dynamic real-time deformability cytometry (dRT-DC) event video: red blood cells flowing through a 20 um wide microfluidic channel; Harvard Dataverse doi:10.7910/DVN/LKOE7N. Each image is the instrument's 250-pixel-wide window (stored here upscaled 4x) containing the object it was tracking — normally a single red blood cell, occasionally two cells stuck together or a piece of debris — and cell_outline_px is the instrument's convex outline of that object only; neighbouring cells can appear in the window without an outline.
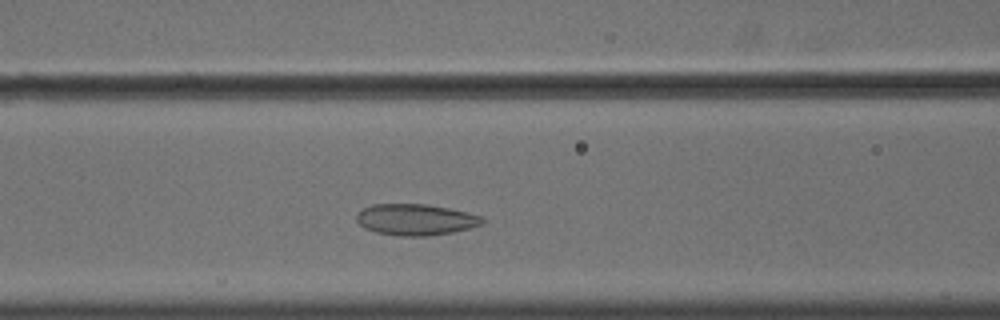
{"species": "common noctule bat (a hibernating species)", "species_latin": "Nyctalus noctula", "temperature_condition": "cold", "stored_images_in_passage": 39, "camera_frame_rate_fps": 3000, "um_per_image_px": 0.085, "animal": {"sex": "male", "body_mass_g": 18.8}, "frame": {"image": 1, "passage_image": 14, "time_ms": 4.333, "image_size_px": [1000, 320], "cell_outline_px": [[488, 220], [484, 224], [452, 232], [424, 236], [400, 236], [376, 232], [364, 228], [356, 220], [356, 216], [364, 208], [372, 204], [424, 204], [448, 208], [468, 212], [484, 216]], "centroid_in_image_um": [35.38, 18.66], "position_along_channel_um": 131.2, "area_um2": 22.95}}
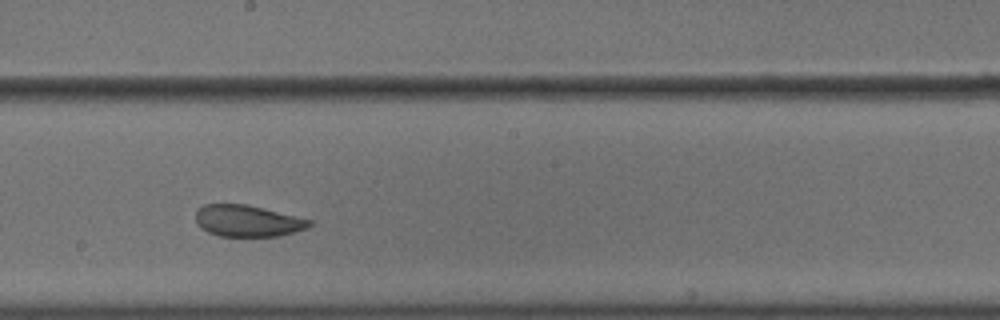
{"frame": {"image": 2, "passage_image": 22, "time_ms": 7.0, "image_size_px": [1000, 320], "cell_outline_px": [[312, 224], [308, 228], [280, 236], [220, 236], [208, 232], [200, 228], [196, 224], [196, 208], [204, 204], [248, 204], [312, 220]], "centroid_in_image_um": [21.02, 18.77], "position_along_channel_um": 227.2, "area_um2": 21.1}}
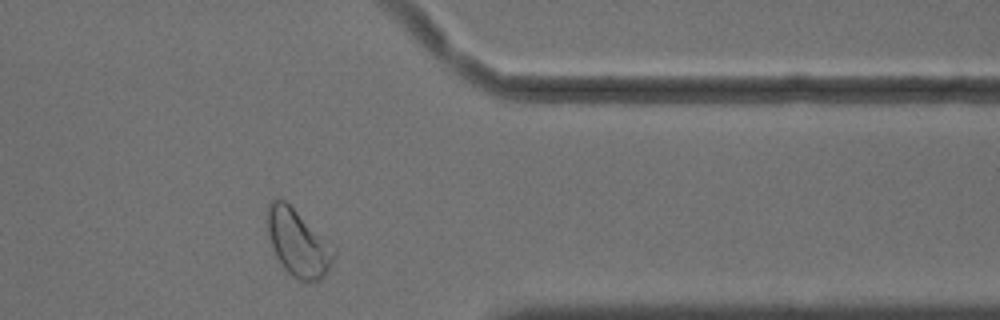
{"frame": {"image": 3, "passage_image": 36, "time_ms": 11.667, "image_size_px": [1000, 320], "cell_outline_px": [[336, 256], [328, 272], [320, 280], [300, 280], [292, 276], [280, 264], [272, 248], [268, 236], [268, 200], [284, 200], [336, 248]], "centroid_in_image_um": [25.35, 20.68], "position_along_channel_um": 386.0, "area_um2": 25.66}, "authors_computed_cell_mechanics": {"area_um2": 22.9466, "velocity_mm_per_s": 3.6011, "shape_relaxation_time_tau1_ms": null, "shape_relaxation_time_tau2_ms": 1.6671, "deformation_change_tau1": null, "deformation_change_tau2": 0.061}}